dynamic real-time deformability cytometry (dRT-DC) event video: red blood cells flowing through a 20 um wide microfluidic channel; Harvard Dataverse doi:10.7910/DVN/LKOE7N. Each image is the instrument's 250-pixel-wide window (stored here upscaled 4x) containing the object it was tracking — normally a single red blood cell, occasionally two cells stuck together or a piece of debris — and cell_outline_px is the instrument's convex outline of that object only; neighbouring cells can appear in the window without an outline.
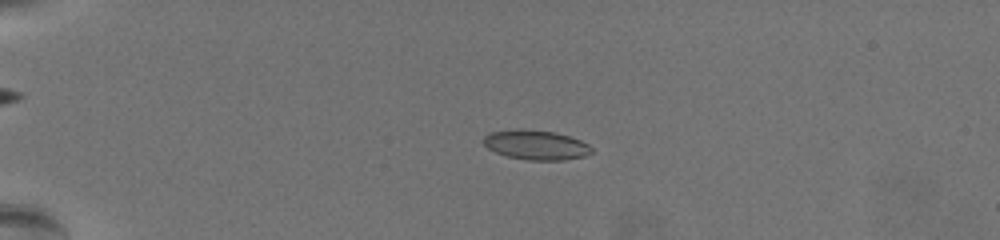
{"species": "common noctule bat (a hibernating species)", "species_latin": "Nyctalus noctula", "temperature_condition": "warm", "stored_images_in_passage": 62, "camera_frame_rate_fps": 3000, "um_per_image_px": 0.085, "animal": {"sex": "female", "body_mass_g": 19.5, "forearm_length_mm": 54.1}, "frame": {"image": 1, "passage_image": 17, "time_ms": 5.333, "image_size_px": [1000, 240], "cell_outline_px": [[592, 152], [584, 156], [564, 160], [528, 160], [508, 156], [496, 152], [488, 148], [484, 144], [484, 136], [488, 132], [516, 128], [556, 132], [580, 140], [588, 144], [592, 148]], "centroid_in_image_um": [45.54, 12.3], "position_along_channel_um": 39.5, "area_um2": 18.67}}
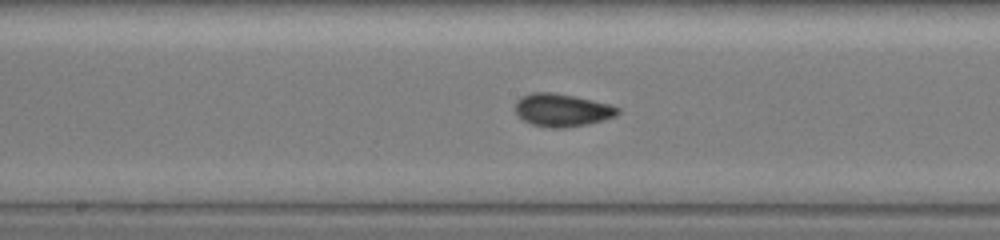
{"frame": {"image": 2, "passage_image": 36, "time_ms": 11.667, "image_size_px": [1000, 240], "cell_outline_px": [[620, 112], [616, 116], [604, 120], [588, 124], [564, 128], [548, 128], [532, 124], [524, 120], [516, 112], [516, 100], [520, 96], [532, 92], [552, 92], [592, 100], [608, 104], [620, 108]], "centroid_in_image_um": [47.78, 9.36], "position_along_channel_um": 200.4, "area_um2": 19.59}}
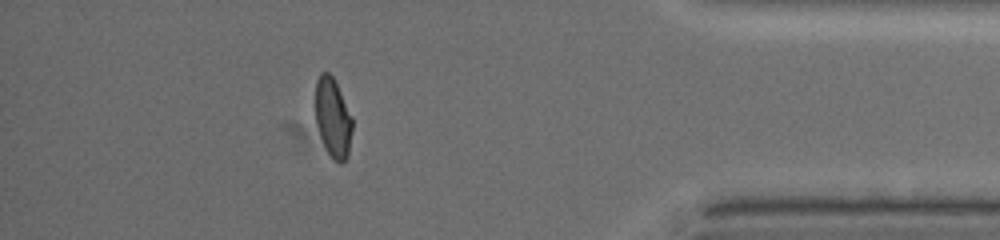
{"frame": {"image": 3, "passage_image": 56, "time_ms": 18.333, "image_size_px": [1000, 240], "cell_outline_px": [[352, 132], [348, 156], [340, 164], [332, 160], [320, 136], [316, 124], [316, 80], [320, 72], [328, 72], [332, 76], [352, 116]], "centroid_in_image_um": [28.3, 10.04], "position_along_channel_um": 406.9, "area_um2": 16.99}, "authors_computed_cell_mechanics": {"area_um2": 18.5538, "velocity_mm_per_s": 3.5633, "shape_relaxation_time_tau1_ms": 7.4397, "shape_relaxation_time_tau2_ms": 1.3118, "deformation_change_tau1": 0.1738, "deformation_change_tau2": 0.0479}}